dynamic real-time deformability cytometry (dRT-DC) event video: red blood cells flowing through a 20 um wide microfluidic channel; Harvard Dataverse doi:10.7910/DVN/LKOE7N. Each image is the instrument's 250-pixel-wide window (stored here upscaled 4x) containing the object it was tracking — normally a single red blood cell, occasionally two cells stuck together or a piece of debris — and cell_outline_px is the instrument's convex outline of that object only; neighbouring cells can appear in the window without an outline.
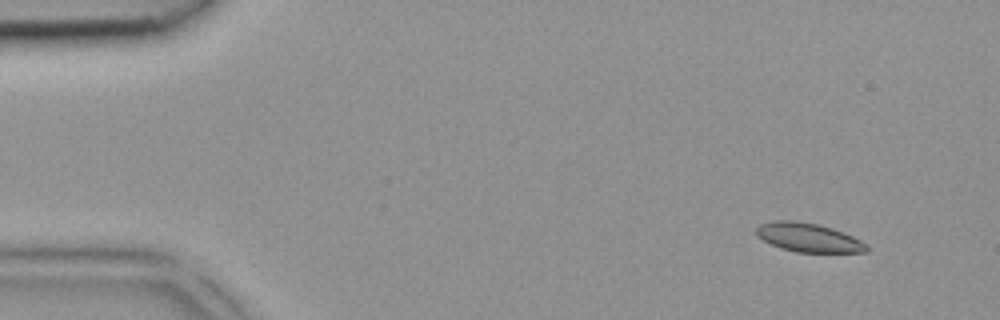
{"species": "common noctule bat (a hibernating species)", "species_latin": "Nyctalus noctula", "temperature_condition": "room temperature", "stored_images_in_passage": 4, "camera_frame_rate_fps": 3000, "um_per_image_px": 0.085, "animal": {"sex": "female", "body_mass_g": 18.4}, "frame": {"image": 1, "passage_image": 1, "time_ms": 0.0, "image_size_px": [1000, 320], "cell_outline_px": [[868, 252], [796, 252], [780, 248], [756, 236], [756, 228], [760, 224], [772, 220], [792, 220], [820, 224], [844, 232], [868, 244]], "centroid_in_image_um": [68.71, 20.18], "position_along_channel_um": 16.3, "area_um2": 18.67}}
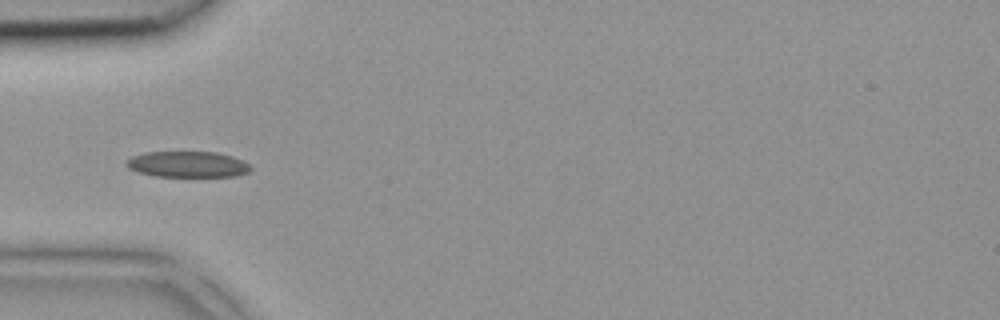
{"frame": {"image": 2, "passage_image": 4, "time_ms": 1.0, "image_size_px": [1000, 320], "cell_outline_px": [[252, 168], [248, 172], [236, 176], [156, 176], [140, 172], [128, 168], [124, 164], [132, 156], [144, 152], [216, 152], [232, 156], [244, 160], [252, 164]], "centroid_in_image_um": [15.99, 13.96], "position_along_channel_um": 69.0, "area_um2": 18.84}}